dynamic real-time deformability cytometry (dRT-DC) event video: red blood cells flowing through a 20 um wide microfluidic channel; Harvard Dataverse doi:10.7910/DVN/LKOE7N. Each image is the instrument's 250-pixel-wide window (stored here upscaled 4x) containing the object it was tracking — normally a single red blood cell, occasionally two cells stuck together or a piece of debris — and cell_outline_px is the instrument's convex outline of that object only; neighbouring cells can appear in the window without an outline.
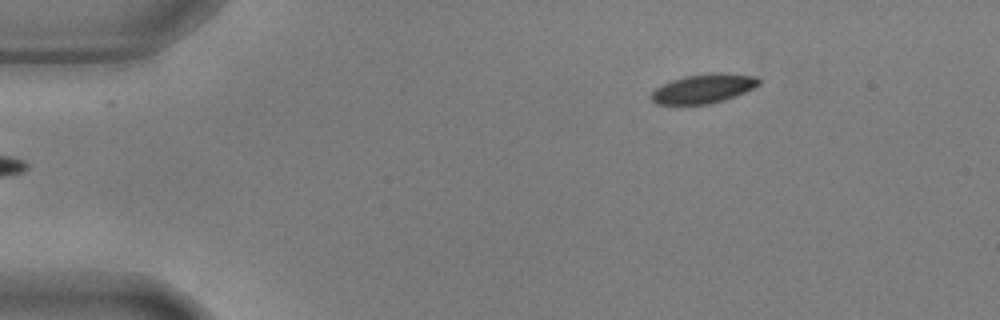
{"species": "common noctule bat (a hibernating species)", "species_latin": "Nyctalus noctula", "temperature_condition": "warm", "stored_images_in_passage": 48, "camera_frame_rate_fps": 3000, "um_per_image_px": 0.085, "animal": {"sex": "male", "body_mass_g": 17.9, "forearm_length_mm": 54.2}, "frame": {"image": 1, "passage_image": 1, "time_ms": 0.0, "image_size_px": [1000, 320], "cell_outline_px": [[760, 84], [736, 96], [724, 100], [708, 104], [656, 104], [648, 96], [660, 84], [684, 76], [712, 72], [724, 72], [756, 76], [760, 80]], "centroid_in_image_um": [59.78, 7.51], "position_along_channel_um": 25.2, "area_um2": 18.5}}
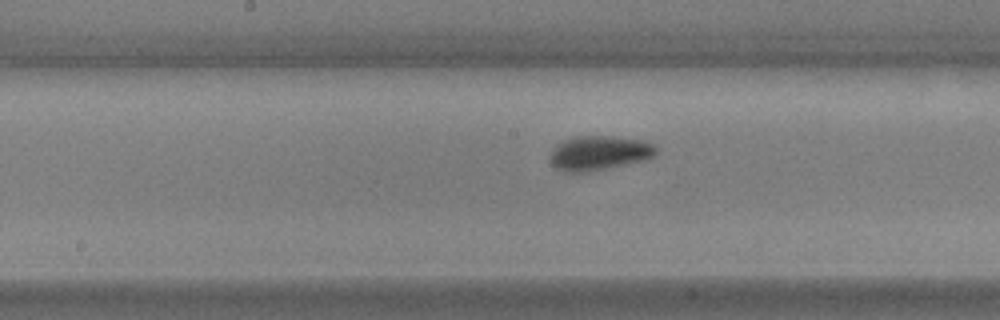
{"frame": {"image": 2, "passage_image": 21, "time_ms": 6.667, "image_size_px": [1000, 320], "cell_outline_px": [[656, 152], [648, 160], [584, 172], [564, 172], [556, 168], [552, 164], [548, 156], [564, 140], [576, 136], [612, 136], [644, 140], [652, 144], [656, 148]], "centroid_in_image_um": [50.94, 13.0], "position_along_channel_um": 197.3, "area_um2": 21.1}}
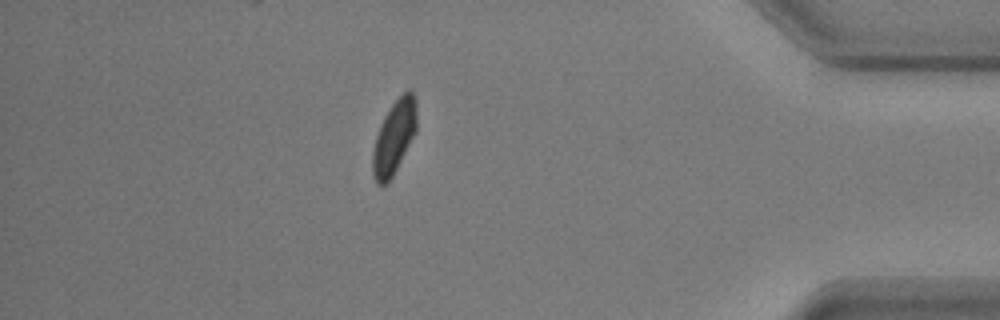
{"frame": {"image": 3, "passage_image": 41, "time_ms": 13.333, "image_size_px": [1000, 320], "cell_outline_px": [[416, 132], [392, 176], [384, 184], [376, 184], [372, 176], [372, 152], [376, 136], [380, 124], [384, 116], [392, 104], [408, 88], [412, 92], [416, 100]], "centroid_in_image_um": [33.48, 11.65], "position_along_channel_um": 401.7, "area_um2": 18.73}, "authors_computed_cell_mechanics": {"area_um2": 19.7676, "velocity_mm_per_s": 3.6443, "shape_relaxation_time_tau1_ms": 2.6716, "shape_relaxation_time_tau2_ms": 4.7558, "deformation_change_tau1": 0.0954, "deformation_change_tau2": 0.0569}}